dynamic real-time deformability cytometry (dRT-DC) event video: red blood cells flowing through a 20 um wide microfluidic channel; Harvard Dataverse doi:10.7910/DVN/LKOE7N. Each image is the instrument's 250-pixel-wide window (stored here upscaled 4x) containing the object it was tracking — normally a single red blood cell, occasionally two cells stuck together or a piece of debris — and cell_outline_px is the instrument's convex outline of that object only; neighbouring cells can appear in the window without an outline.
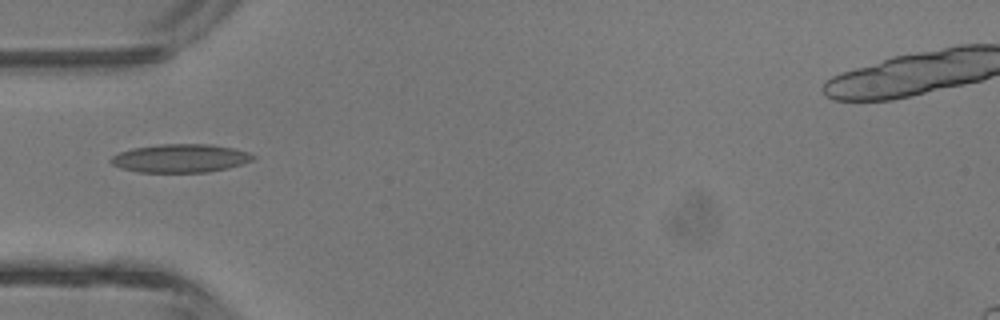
{"species": "common noctule bat (a hibernating species)", "species_latin": "Nyctalus noctula", "temperature_condition": "room temperature", "stored_images_in_passage": 3, "camera_frame_rate_fps": 3000, "um_per_image_px": 0.085, "animal": {"sex": "male", "body_mass_g": 13.3}, "frame": {"image": 1, "passage_image": 3, "time_ms": 2.333, "image_size_px": [1000, 320], "cell_outline_px": [[256, 156], [252, 160], [228, 168], [208, 172], [140, 172], [120, 168], [112, 164], [108, 160], [112, 156], [120, 152], [132, 148], [160, 144], [212, 144], [232, 148], [248, 152]], "centroid_in_image_um": [15.31, 13.45], "position_along_channel_um": 69.7, "area_um2": 23.47}}